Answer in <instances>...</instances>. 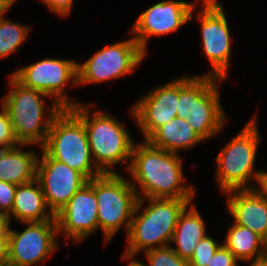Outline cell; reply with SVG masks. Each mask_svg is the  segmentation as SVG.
<instances>
[{
  "label": "cell",
  "mask_w": 267,
  "mask_h": 266,
  "mask_svg": "<svg viewBox=\"0 0 267 266\" xmlns=\"http://www.w3.org/2000/svg\"><path fill=\"white\" fill-rule=\"evenodd\" d=\"M20 147H27V144L9 148L0 158V181L21 185L36 179L38 155Z\"/></svg>",
  "instance_id": "21"
},
{
  "label": "cell",
  "mask_w": 267,
  "mask_h": 266,
  "mask_svg": "<svg viewBox=\"0 0 267 266\" xmlns=\"http://www.w3.org/2000/svg\"><path fill=\"white\" fill-rule=\"evenodd\" d=\"M196 4L185 0H166L155 3L141 13L134 22L131 32L141 49L147 54L148 40L178 31L193 19Z\"/></svg>",
  "instance_id": "12"
},
{
  "label": "cell",
  "mask_w": 267,
  "mask_h": 266,
  "mask_svg": "<svg viewBox=\"0 0 267 266\" xmlns=\"http://www.w3.org/2000/svg\"><path fill=\"white\" fill-rule=\"evenodd\" d=\"M124 259V261H129L130 259V262L128 263V266H144V263L138 261L135 256H128V255H123L122 256V260Z\"/></svg>",
  "instance_id": "35"
},
{
  "label": "cell",
  "mask_w": 267,
  "mask_h": 266,
  "mask_svg": "<svg viewBox=\"0 0 267 266\" xmlns=\"http://www.w3.org/2000/svg\"><path fill=\"white\" fill-rule=\"evenodd\" d=\"M224 194H228L226 206L234 223L263 237L267 231V201L254 189L231 190Z\"/></svg>",
  "instance_id": "17"
},
{
  "label": "cell",
  "mask_w": 267,
  "mask_h": 266,
  "mask_svg": "<svg viewBox=\"0 0 267 266\" xmlns=\"http://www.w3.org/2000/svg\"><path fill=\"white\" fill-rule=\"evenodd\" d=\"M148 265L144 266H190L188 260L181 258L171 246L150 249L144 252Z\"/></svg>",
  "instance_id": "25"
},
{
  "label": "cell",
  "mask_w": 267,
  "mask_h": 266,
  "mask_svg": "<svg viewBox=\"0 0 267 266\" xmlns=\"http://www.w3.org/2000/svg\"><path fill=\"white\" fill-rule=\"evenodd\" d=\"M223 245L236 259L248 261L263 255L262 237L249 228L233 223L227 231Z\"/></svg>",
  "instance_id": "22"
},
{
  "label": "cell",
  "mask_w": 267,
  "mask_h": 266,
  "mask_svg": "<svg viewBox=\"0 0 267 266\" xmlns=\"http://www.w3.org/2000/svg\"><path fill=\"white\" fill-rule=\"evenodd\" d=\"M238 260L223 244L217 249L207 266H238Z\"/></svg>",
  "instance_id": "29"
},
{
  "label": "cell",
  "mask_w": 267,
  "mask_h": 266,
  "mask_svg": "<svg viewBox=\"0 0 267 266\" xmlns=\"http://www.w3.org/2000/svg\"><path fill=\"white\" fill-rule=\"evenodd\" d=\"M193 199L138 198L123 254L136 257L140 252L169 246L180 214ZM146 200L148 205L141 212Z\"/></svg>",
  "instance_id": "2"
},
{
  "label": "cell",
  "mask_w": 267,
  "mask_h": 266,
  "mask_svg": "<svg viewBox=\"0 0 267 266\" xmlns=\"http://www.w3.org/2000/svg\"><path fill=\"white\" fill-rule=\"evenodd\" d=\"M49 8L52 13L67 17L73 8L74 0H40Z\"/></svg>",
  "instance_id": "30"
},
{
  "label": "cell",
  "mask_w": 267,
  "mask_h": 266,
  "mask_svg": "<svg viewBox=\"0 0 267 266\" xmlns=\"http://www.w3.org/2000/svg\"><path fill=\"white\" fill-rule=\"evenodd\" d=\"M17 185L0 181V214L9 215L13 209Z\"/></svg>",
  "instance_id": "28"
},
{
  "label": "cell",
  "mask_w": 267,
  "mask_h": 266,
  "mask_svg": "<svg viewBox=\"0 0 267 266\" xmlns=\"http://www.w3.org/2000/svg\"><path fill=\"white\" fill-rule=\"evenodd\" d=\"M11 221L7 215L0 214V240H8Z\"/></svg>",
  "instance_id": "32"
},
{
  "label": "cell",
  "mask_w": 267,
  "mask_h": 266,
  "mask_svg": "<svg viewBox=\"0 0 267 266\" xmlns=\"http://www.w3.org/2000/svg\"><path fill=\"white\" fill-rule=\"evenodd\" d=\"M178 78L153 88L140 98L130 113L144 140H147L160 126L177 117Z\"/></svg>",
  "instance_id": "16"
},
{
  "label": "cell",
  "mask_w": 267,
  "mask_h": 266,
  "mask_svg": "<svg viewBox=\"0 0 267 266\" xmlns=\"http://www.w3.org/2000/svg\"><path fill=\"white\" fill-rule=\"evenodd\" d=\"M41 185L37 179L17 185L12 212L8 215L18 222H43L56 220L52 211L48 210ZM48 210V211H47Z\"/></svg>",
  "instance_id": "18"
},
{
  "label": "cell",
  "mask_w": 267,
  "mask_h": 266,
  "mask_svg": "<svg viewBox=\"0 0 267 266\" xmlns=\"http://www.w3.org/2000/svg\"><path fill=\"white\" fill-rule=\"evenodd\" d=\"M144 57L146 53L134 37L104 46L86 62H77V84H96L131 74Z\"/></svg>",
  "instance_id": "8"
},
{
  "label": "cell",
  "mask_w": 267,
  "mask_h": 266,
  "mask_svg": "<svg viewBox=\"0 0 267 266\" xmlns=\"http://www.w3.org/2000/svg\"><path fill=\"white\" fill-rule=\"evenodd\" d=\"M20 83L28 88L41 91L53 97L62 108L77 106L79 101L69 99L66 85L77 84V62L68 59L46 58L34 64L22 67L11 73Z\"/></svg>",
  "instance_id": "9"
},
{
  "label": "cell",
  "mask_w": 267,
  "mask_h": 266,
  "mask_svg": "<svg viewBox=\"0 0 267 266\" xmlns=\"http://www.w3.org/2000/svg\"><path fill=\"white\" fill-rule=\"evenodd\" d=\"M147 141L156 148L178 154L182 149H191L204 140L187 123V120L175 117L160 126Z\"/></svg>",
  "instance_id": "20"
},
{
  "label": "cell",
  "mask_w": 267,
  "mask_h": 266,
  "mask_svg": "<svg viewBox=\"0 0 267 266\" xmlns=\"http://www.w3.org/2000/svg\"><path fill=\"white\" fill-rule=\"evenodd\" d=\"M256 115H253L243 129L222 148L215 159L216 179L222 193L253 189L254 186H251L250 182L256 181L262 171H256L254 167L261 140Z\"/></svg>",
  "instance_id": "6"
},
{
  "label": "cell",
  "mask_w": 267,
  "mask_h": 266,
  "mask_svg": "<svg viewBox=\"0 0 267 266\" xmlns=\"http://www.w3.org/2000/svg\"><path fill=\"white\" fill-rule=\"evenodd\" d=\"M221 245L212 236L206 235L199 241L192 257L188 260L190 266H207L209 260Z\"/></svg>",
  "instance_id": "26"
},
{
  "label": "cell",
  "mask_w": 267,
  "mask_h": 266,
  "mask_svg": "<svg viewBox=\"0 0 267 266\" xmlns=\"http://www.w3.org/2000/svg\"><path fill=\"white\" fill-rule=\"evenodd\" d=\"M41 149L87 180L103 174L93 162L84 123L70 108H63L54 118Z\"/></svg>",
  "instance_id": "5"
},
{
  "label": "cell",
  "mask_w": 267,
  "mask_h": 266,
  "mask_svg": "<svg viewBox=\"0 0 267 266\" xmlns=\"http://www.w3.org/2000/svg\"><path fill=\"white\" fill-rule=\"evenodd\" d=\"M95 105L79 103L70 108L84 123L93 162L102 173H118L112 170L116 164L131 160L134 140L124 124L107 112L94 111Z\"/></svg>",
  "instance_id": "4"
},
{
  "label": "cell",
  "mask_w": 267,
  "mask_h": 266,
  "mask_svg": "<svg viewBox=\"0 0 267 266\" xmlns=\"http://www.w3.org/2000/svg\"><path fill=\"white\" fill-rule=\"evenodd\" d=\"M15 2L16 0H0V18L3 17L8 10H10V7L13 6Z\"/></svg>",
  "instance_id": "34"
},
{
  "label": "cell",
  "mask_w": 267,
  "mask_h": 266,
  "mask_svg": "<svg viewBox=\"0 0 267 266\" xmlns=\"http://www.w3.org/2000/svg\"><path fill=\"white\" fill-rule=\"evenodd\" d=\"M30 32V27L0 18V59L18 50Z\"/></svg>",
  "instance_id": "23"
},
{
  "label": "cell",
  "mask_w": 267,
  "mask_h": 266,
  "mask_svg": "<svg viewBox=\"0 0 267 266\" xmlns=\"http://www.w3.org/2000/svg\"><path fill=\"white\" fill-rule=\"evenodd\" d=\"M194 109V76L178 77L177 117L187 120Z\"/></svg>",
  "instance_id": "24"
},
{
  "label": "cell",
  "mask_w": 267,
  "mask_h": 266,
  "mask_svg": "<svg viewBox=\"0 0 267 266\" xmlns=\"http://www.w3.org/2000/svg\"><path fill=\"white\" fill-rule=\"evenodd\" d=\"M219 81L223 79L194 76V109L187 123L204 141L219 134L227 120L220 103Z\"/></svg>",
  "instance_id": "15"
},
{
  "label": "cell",
  "mask_w": 267,
  "mask_h": 266,
  "mask_svg": "<svg viewBox=\"0 0 267 266\" xmlns=\"http://www.w3.org/2000/svg\"><path fill=\"white\" fill-rule=\"evenodd\" d=\"M256 182L257 185L254 186V190L267 201V171L262 170L258 175Z\"/></svg>",
  "instance_id": "31"
},
{
  "label": "cell",
  "mask_w": 267,
  "mask_h": 266,
  "mask_svg": "<svg viewBox=\"0 0 267 266\" xmlns=\"http://www.w3.org/2000/svg\"><path fill=\"white\" fill-rule=\"evenodd\" d=\"M8 149V146L0 144V158L8 151Z\"/></svg>",
  "instance_id": "37"
},
{
  "label": "cell",
  "mask_w": 267,
  "mask_h": 266,
  "mask_svg": "<svg viewBox=\"0 0 267 266\" xmlns=\"http://www.w3.org/2000/svg\"><path fill=\"white\" fill-rule=\"evenodd\" d=\"M202 9L199 11L200 34L205 55L210 61L212 70L204 75L215 78H227L229 56L232 54L231 36L228 20L222 3L218 0H202Z\"/></svg>",
  "instance_id": "10"
},
{
  "label": "cell",
  "mask_w": 267,
  "mask_h": 266,
  "mask_svg": "<svg viewBox=\"0 0 267 266\" xmlns=\"http://www.w3.org/2000/svg\"><path fill=\"white\" fill-rule=\"evenodd\" d=\"M11 87L1 104L8 112L11 119L13 132L19 144L44 145L52 122L57 114L63 109L56 101H53L47 111L42 97L47 94L24 86L12 74L9 78Z\"/></svg>",
  "instance_id": "3"
},
{
  "label": "cell",
  "mask_w": 267,
  "mask_h": 266,
  "mask_svg": "<svg viewBox=\"0 0 267 266\" xmlns=\"http://www.w3.org/2000/svg\"><path fill=\"white\" fill-rule=\"evenodd\" d=\"M94 191L98 203V229L105 243L123 227L128 233L138 195L130 181L119 173H103L94 178Z\"/></svg>",
  "instance_id": "7"
},
{
  "label": "cell",
  "mask_w": 267,
  "mask_h": 266,
  "mask_svg": "<svg viewBox=\"0 0 267 266\" xmlns=\"http://www.w3.org/2000/svg\"><path fill=\"white\" fill-rule=\"evenodd\" d=\"M98 203L94 191V178L88 180L55 214L58 235L84 241L98 230Z\"/></svg>",
  "instance_id": "13"
},
{
  "label": "cell",
  "mask_w": 267,
  "mask_h": 266,
  "mask_svg": "<svg viewBox=\"0 0 267 266\" xmlns=\"http://www.w3.org/2000/svg\"><path fill=\"white\" fill-rule=\"evenodd\" d=\"M8 264V240H0V266Z\"/></svg>",
  "instance_id": "33"
},
{
  "label": "cell",
  "mask_w": 267,
  "mask_h": 266,
  "mask_svg": "<svg viewBox=\"0 0 267 266\" xmlns=\"http://www.w3.org/2000/svg\"><path fill=\"white\" fill-rule=\"evenodd\" d=\"M23 224L27 225L23 232L10 227L7 266H38L57 251L55 238L59 235L56 220Z\"/></svg>",
  "instance_id": "11"
},
{
  "label": "cell",
  "mask_w": 267,
  "mask_h": 266,
  "mask_svg": "<svg viewBox=\"0 0 267 266\" xmlns=\"http://www.w3.org/2000/svg\"><path fill=\"white\" fill-rule=\"evenodd\" d=\"M190 206H187L180 214L170 242V244L177 245L176 247L171 245V249L186 260L192 257L199 241L208 234L204 219L197 208L194 204H190Z\"/></svg>",
  "instance_id": "19"
},
{
  "label": "cell",
  "mask_w": 267,
  "mask_h": 266,
  "mask_svg": "<svg viewBox=\"0 0 267 266\" xmlns=\"http://www.w3.org/2000/svg\"><path fill=\"white\" fill-rule=\"evenodd\" d=\"M263 256L267 257V231L262 237Z\"/></svg>",
  "instance_id": "36"
},
{
  "label": "cell",
  "mask_w": 267,
  "mask_h": 266,
  "mask_svg": "<svg viewBox=\"0 0 267 266\" xmlns=\"http://www.w3.org/2000/svg\"><path fill=\"white\" fill-rule=\"evenodd\" d=\"M0 144L6 145L9 148L19 145L13 132L11 119L2 104L0 111Z\"/></svg>",
  "instance_id": "27"
},
{
  "label": "cell",
  "mask_w": 267,
  "mask_h": 266,
  "mask_svg": "<svg viewBox=\"0 0 267 266\" xmlns=\"http://www.w3.org/2000/svg\"><path fill=\"white\" fill-rule=\"evenodd\" d=\"M40 150L42 155L38 156L36 179L49 210L55 215L88 180L80 172Z\"/></svg>",
  "instance_id": "14"
},
{
  "label": "cell",
  "mask_w": 267,
  "mask_h": 266,
  "mask_svg": "<svg viewBox=\"0 0 267 266\" xmlns=\"http://www.w3.org/2000/svg\"><path fill=\"white\" fill-rule=\"evenodd\" d=\"M181 158L177 153L152 146L147 140L135 142L125 170L131 175L129 181L138 197L194 198L193 185L184 186Z\"/></svg>",
  "instance_id": "1"
}]
</instances>
